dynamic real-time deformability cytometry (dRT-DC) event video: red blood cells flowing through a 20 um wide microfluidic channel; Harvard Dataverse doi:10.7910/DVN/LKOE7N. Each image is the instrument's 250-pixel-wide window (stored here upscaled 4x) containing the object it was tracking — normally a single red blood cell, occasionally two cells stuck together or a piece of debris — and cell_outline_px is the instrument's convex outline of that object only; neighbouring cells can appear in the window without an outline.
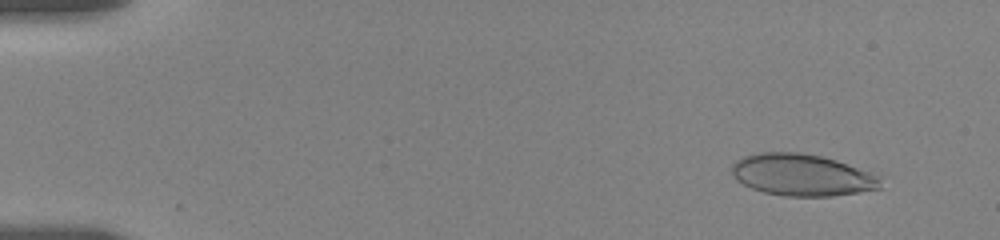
{"species": "human", "species_latin": "Homo sapiens", "temperature_condition": "room temperature", "stored_images_in_passage": 41, "camera_frame_rate_fps": 3000, "um_per_image_px": 0.085, "donor": {"sex": "female"}, "frame": {"image": 1, "passage_image": 3, "time_ms": 1.0, "image_size_px": [1000, 240], "cell_outline_px": [[880, 188], [860, 192], [832, 196], [784, 196], [764, 192], [752, 188], [736, 180], [732, 176], [732, 164], [736, 160], [744, 156], [760, 152], [800, 152], [820, 156], [836, 160], [868, 172], [876, 176], [880, 180]], "centroid_in_image_um": [68.11, 14.87], "position_along_channel_um": 16.9, "area_um2": 35.95}}
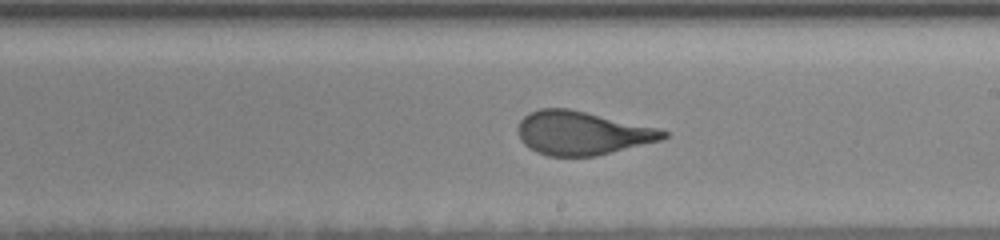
{"frame": {"image": 2, "passage_image": 26, "time_ms": 10.667, "image_size_px": [1000, 240], "cell_outline_px": [[668, 136], [660, 140], [596, 156], [548, 156], [536, 152], [528, 148], [520, 140], [520, 120], [524, 116], [540, 108], [568, 108], [660, 128], [668, 132]], "centroid_in_image_um": [49.49, 11.31], "position_along_channel_um": 239.5, "area_um2": 36.7}}
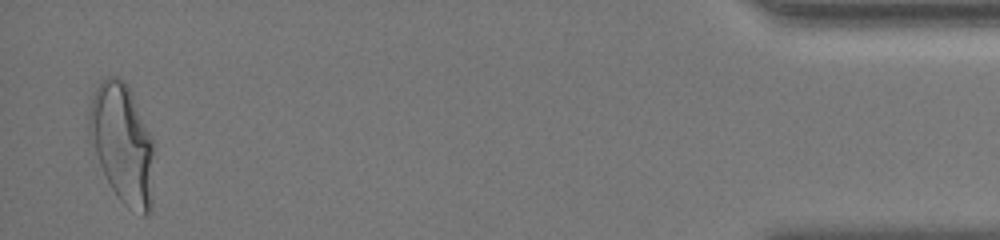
{"frame": {"image": 3, "passage_image": 41, "time_ms": 18.0, "image_size_px": [1000, 240], "cell_outline_px": [[156, 148], [152, 212], [144, 216], [140, 216], [128, 208], [116, 196], [100, 164], [88, 136], [88, 112], [96, 88], [100, 80], [104, 76], [116, 76], [124, 80], [128, 84], [156, 144]], "centroid_in_image_um": [10.47, 12.23], "position_along_channel_um": 424.7, "area_um2": 46.53}, "authors_computed_cell_mechanics": {"area_um2": 37.3388, "velocity_mm_per_s": 3.5256, "shape_relaxation_time_tau1_ms": 4.1629, "shape_relaxation_time_tau2_ms": null, "deformation_change_tau1": 0.1732, "deformation_change_tau2": null}}